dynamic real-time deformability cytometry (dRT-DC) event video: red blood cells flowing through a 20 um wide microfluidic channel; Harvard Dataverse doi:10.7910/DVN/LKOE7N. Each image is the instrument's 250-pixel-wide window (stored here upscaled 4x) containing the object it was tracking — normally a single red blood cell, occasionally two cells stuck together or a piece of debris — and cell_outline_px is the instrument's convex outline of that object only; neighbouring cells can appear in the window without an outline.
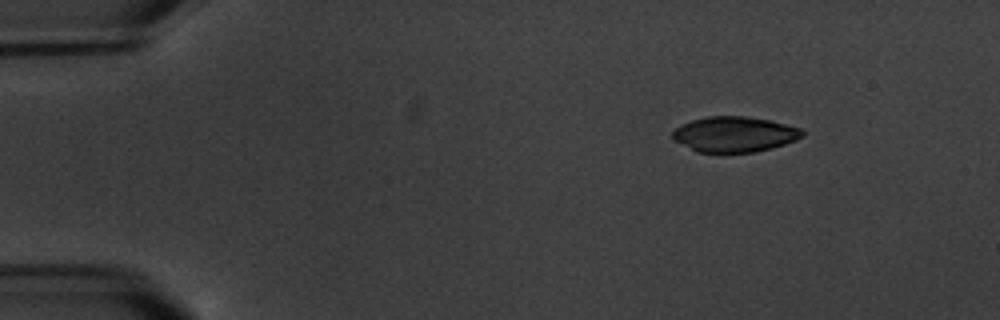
{"species": "common noctule bat (a hibernating species)", "species_latin": "Nyctalus noctula", "temperature_condition": "warm", "stored_images_in_passage": 4, "camera_frame_rate_fps": 3000, "um_per_image_px": 0.085, "animal": {"sex": "male", "body_mass_g": 20.1, "forearm_length_mm": 53.5}, "frame": {"image": 1, "passage_image": 1, "time_ms": 0.0, "image_size_px": [1000, 320], "cell_outline_px": [[804, 132], [796, 140], [772, 148], [756, 152], [696, 152], [672, 140], [672, 132], [680, 124], [692, 120], [708, 116], [748, 116], [768, 120], [800, 128]], "centroid_in_image_um": [62.37, 11.41], "position_along_channel_um": 22.6, "area_um2": 26.76}}
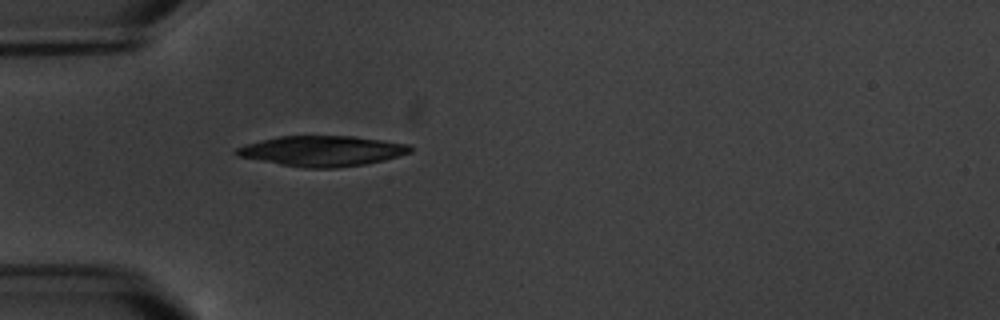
{"frame": {"image": 2, "passage_image": 4, "time_ms": 3.333, "image_size_px": [1000, 320], "cell_outline_px": [[412, 152], [384, 160], [364, 164], [336, 168], [304, 168], [280, 164], [236, 156], [232, 152], [236, 148], [248, 144], [280, 136], [356, 136], [412, 144]], "centroid_in_image_um": [27.43, 12.83], "position_along_channel_um": 57.6, "area_um2": 30.81}}